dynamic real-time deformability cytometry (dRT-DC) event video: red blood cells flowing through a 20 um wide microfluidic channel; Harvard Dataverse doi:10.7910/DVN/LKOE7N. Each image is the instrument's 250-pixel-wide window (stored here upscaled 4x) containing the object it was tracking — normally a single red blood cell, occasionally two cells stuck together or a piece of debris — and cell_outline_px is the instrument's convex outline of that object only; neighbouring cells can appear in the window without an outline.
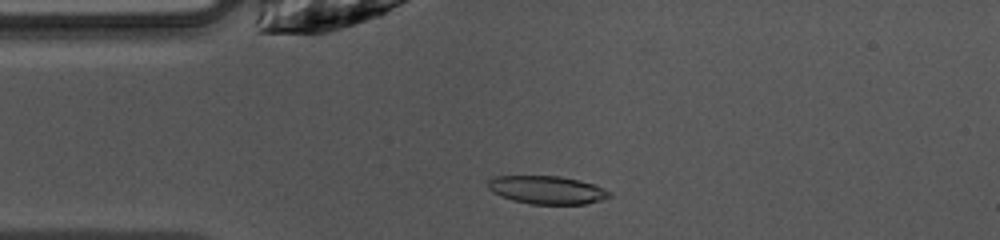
{"species": "common noctule bat (a hibernating species)", "species_latin": "Nyctalus noctula", "temperature_condition": "warm", "stored_images_in_passage": 47, "camera_frame_rate_fps": 3000, "um_per_image_px": 0.085, "animal": {"sex": "female", "body_mass_g": 10.0, "forearm_length_mm": 53.1}, "frame": {"image": 1, "passage_image": 9, "time_ms": 2.667, "image_size_px": [1000, 240], "cell_outline_px": [[612, 196], [600, 200], [584, 204], [528, 204], [512, 200], [492, 192], [488, 188], [488, 180], [492, 176], [560, 176], [580, 180], [596, 184], [612, 192]], "centroid_in_image_um": [46.51, 16.14], "position_along_channel_um": 38.5, "area_um2": 20.11}}
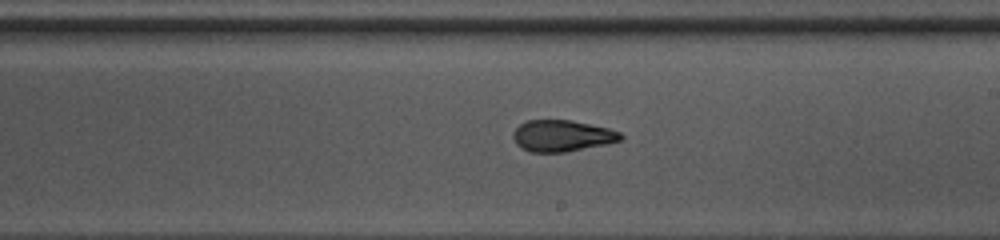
{"frame": {"image": 2, "passage_image": 25, "time_ms": 8.0, "image_size_px": [1000, 240], "cell_outline_px": [[624, 136], [620, 140], [608, 144], [564, 152], [532, 152], [520, 148], [516, 144], [512, 136], [512, 132], [520, 124], [528, 120], [572, 120], [608, 128], [620, 132]], "centroid_in_image_um": [47.76, 11.54], "position_along_channel_um": 241.2, "area_um2": 19.77}}
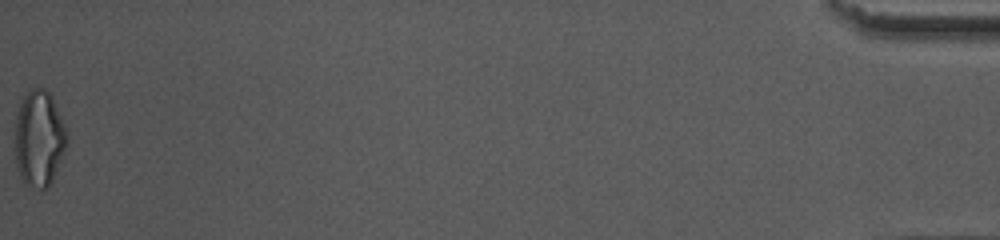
{"frame": {"image": 3, "passage_image": 47, "time_ms": 15.333, "image_size_px": [1000, 240], "cell_outline_px": [[68, 144], [52, 180], [48, 188], [40, 188], [24, 184], [16, 168], [16, 112], [24, 96], [32, 88], [44, 88], [52, 96], [68, 132]], "centroid_in_image_um": [3.34, 11.77], "position_along_channel_um": 431.9, "area_um2": 29.13}, "authors_computed_cell_mechanics": {"area_um2": 20.23, "velocity_mm_per_s": 4.0835, "shape_relaxation_time_tau1_ms": 9.8809, "shape_relaxation_time_tau2_ms": 1.4762, "deformation_change_tau1": 0.2426, "deformation_change_tau2": 0.0836}}